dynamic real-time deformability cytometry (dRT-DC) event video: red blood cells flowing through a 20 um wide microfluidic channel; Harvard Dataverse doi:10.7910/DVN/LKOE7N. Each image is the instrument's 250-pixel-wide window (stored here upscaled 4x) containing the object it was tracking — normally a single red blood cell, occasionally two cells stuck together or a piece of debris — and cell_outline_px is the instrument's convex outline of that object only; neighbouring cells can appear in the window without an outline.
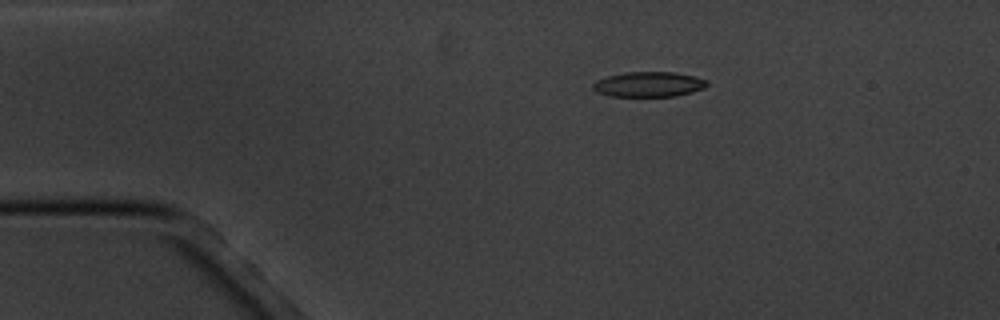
{"species": "common noctule bat (a hibernating species)", "species_latin": "Nyctalus noctula", "temperature_condition": "cold", "stored_images_in_passage": 4, "camera_frame_rate_fps": 3000, "um_per_image_px": 0.085, "animal": {"sex": "male", "body_mass_g": 20.1, "forearm_length_mm": 53.5}, "frame": {"image": 1, "passage_image": 1, "time_ms": 0.0, "image_size_px": [1000, 320], "cell_outline_px": [[708, 84], [704, 88], [692, 92], [676, 96], [612, 96], [596, 92], [592, 88], [592, 84], [596, 80], [608, 76], [628, 72], [676, 72], [708, 80]], "centroid_in_image_um": [55.14, 7.17], "position_along_channel_um": 29.9, "area_um2": 16.65}}
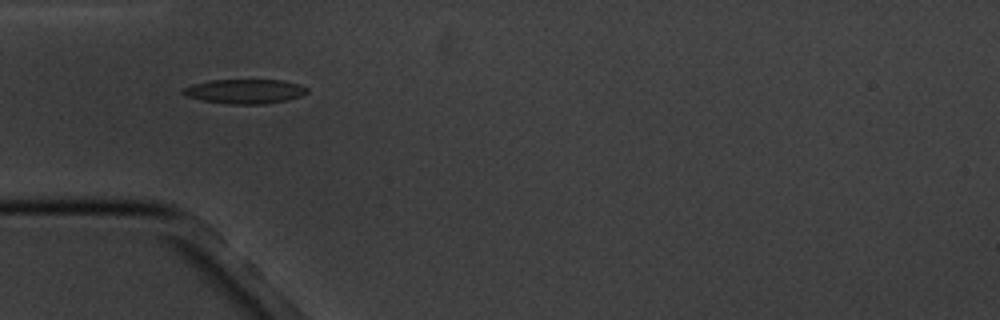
{"frame": {"image": 2, "passage_image": 3, "time_ms": 2.333, "image_size_px": [1000, 320], "cell_outline_px": [[308, 92], [300, 96], [288, 100], [264, 104], [228, 104], [200, 100], [184, 96], [180, 92], [184, 88], [192, 84], [212, 80], [284, 80], [308, 88]], "centroid_in_image_um": [20.77, 7.77], "position_along_channel_um": 64.2, "area_um2": 17.74}}
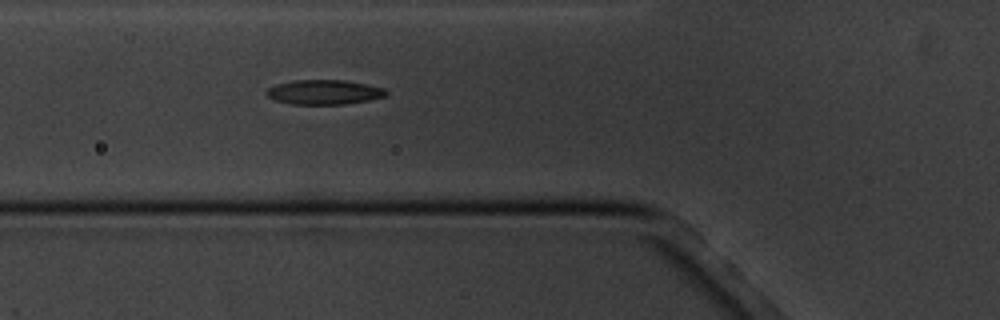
{"frame": {"image": 3, "passage_image": 4, "time_ms": 3.333, "image_size_px": [1000, 320], "cell_outline_px": [[388, 92], [384, 96], [368, 100], [344, 104], [292, 104], [276, 100], [268, 96], [264, 92], [268, 88], [276, 84], [296, 80], [344, 80], [368, 84], [384, 88]], "centroid_in_image_um": [27.54, 7.82], "position_along_channel_um": 98.3, "area_um2": 17.05}}